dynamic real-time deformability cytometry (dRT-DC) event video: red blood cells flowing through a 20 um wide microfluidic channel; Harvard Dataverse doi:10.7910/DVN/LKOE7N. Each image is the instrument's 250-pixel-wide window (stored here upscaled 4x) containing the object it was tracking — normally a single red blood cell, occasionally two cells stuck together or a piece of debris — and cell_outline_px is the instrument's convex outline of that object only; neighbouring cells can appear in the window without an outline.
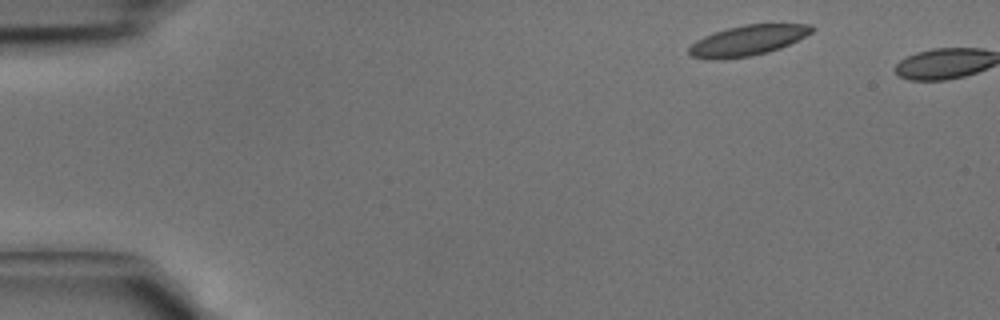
{"species": "common noctule bat (a hibernating species)", "species_latin": "Nyctalus noctula", "temperature_condition": "cold", "stored_images_in_passage": 2, "camera_frame_rate_fps": 3000, "um_per_image_px": 0.085, "animal": {"sex": "male", "body_mass_g": 15.6}, "frame": {"image": 1, "passage_image": 1, "time_ms": 0.0, "image_size_px": [1000, 320], "cell_outline_px": [[816, 28], [812, 32], [780, 48], [768, 52], [752, 56], [720, 60], [712, 60], [692, 56], [688, 52], [688, 48], [696, 40], [704, 36], [728, 28], [744, 24], [812, 24]], "centroid_in_image_um": [63.54, 3.44], "position_along_channel_um": 21.5, "area_um2": 21.68}}